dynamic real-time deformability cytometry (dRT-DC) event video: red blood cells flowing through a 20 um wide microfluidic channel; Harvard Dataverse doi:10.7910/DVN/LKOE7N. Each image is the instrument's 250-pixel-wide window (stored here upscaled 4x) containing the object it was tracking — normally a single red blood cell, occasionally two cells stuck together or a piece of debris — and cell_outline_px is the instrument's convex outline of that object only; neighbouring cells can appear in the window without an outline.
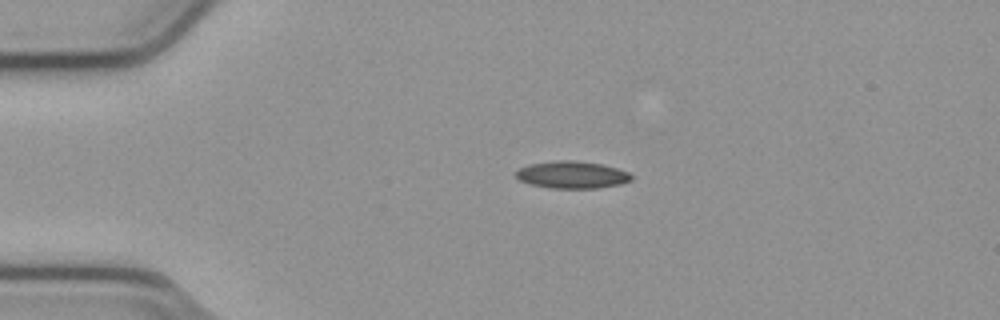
{"species": "common noctule bat (a hibernating species)", "species_latin": "Nyctalus noctula", "temperature_condition": "cold", "stored_images_in_passage": 36, "camera_frame_rate_fps": 3000, "um_per_image_px": 0.085, "animal": {"sex": "male", "body_mass_g": 23.1, "forearm_length_mm": 52.7}, "frame": {"image": 1, "passage_image": 1, "time_ms": 0.0, "image_size_px": [1000, 320], "cell_outline_px": [[632, 180], [620, 184], [596, 188], [548, 188], [532, 184], [520, 180], [516, 176], [516, 172], [520, 168], [528, 164], [556, 160], [576, 160], [604, 164], [628, 172], [632, 176]], "centroid_in_image_um": [48.63, 14.84], "position_along_channel_um": 36.4, "area_um2": 18.32}}
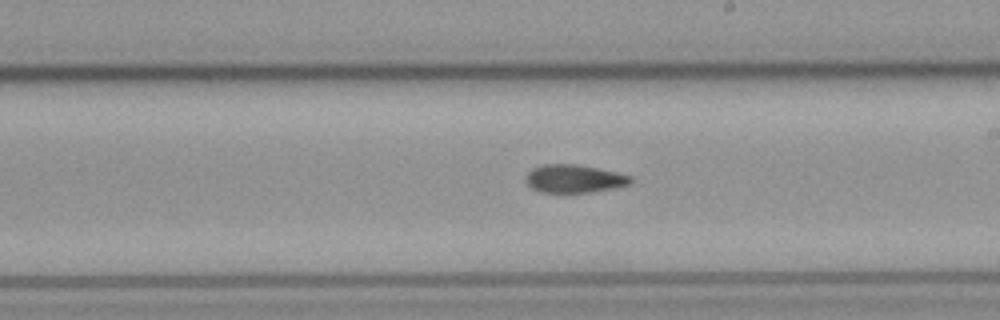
{"frame": {"image": 2, "passage_image": 20, "time_ms": 6.333, "image_size_px": [1000, 320], "cell_outline_px": [[632, 184], [616, 188], [592, 192], [536, 192], [524, 180], [528, 172], [532, 168], [544, 164], [576, 164], [616, 172], [632, 176]], "centroid_in_image_um": [48.81, 15.19], "position_along_channel_um": 240.2, "area_um2": 17.28}}
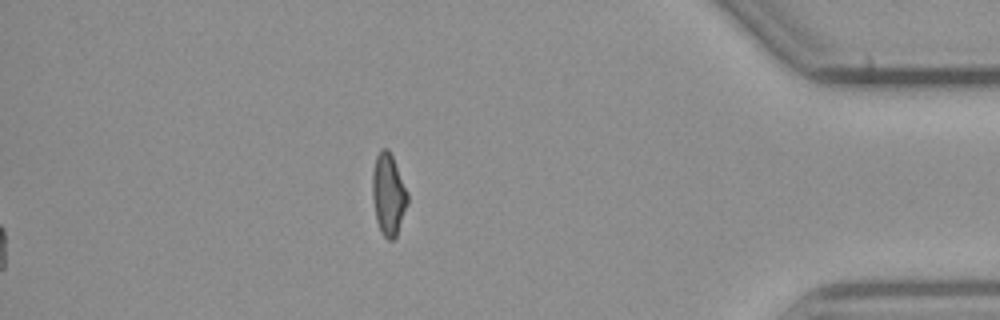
{"frame": {"image": 3, "passage_image": 36, "time_ms": 11.667, "image_size_px": [1000, 320], "cell_outline_px": [[408, 204], [396, 236], [392, 240], [388, 240], [380, 232], [376, 220], [372, 196], [372, 172], [376, 156], [380, 148], [388, 148], [392, 156], [408, 192]], "centroid_in_image_um": [33.0, 16.52], "position_along_channel_um": 402.2, "area_um2": 16.88}, "authors_computed_cell_mechanics": {"area_um2": 17.5712, "velocity_mm_per_s": 3.815, "shape_relaxation_time_tau1_ms": 6.5743, "shape_relaxation_time_tau2_ms": 4.4003, "deformation_change_tau1": 0.1557, "deformation_change_tau2": 0.1062}}